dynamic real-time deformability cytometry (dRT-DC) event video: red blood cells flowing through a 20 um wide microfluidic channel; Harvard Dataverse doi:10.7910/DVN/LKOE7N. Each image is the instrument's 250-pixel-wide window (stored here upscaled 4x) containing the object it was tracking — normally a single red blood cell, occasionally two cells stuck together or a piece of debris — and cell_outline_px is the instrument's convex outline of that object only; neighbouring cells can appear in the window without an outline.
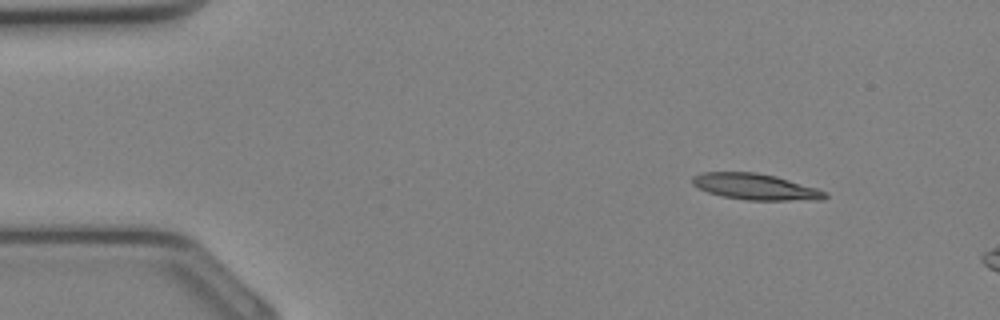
{"species": "Egyptian fruit bat (a non-hibernating species)", "species_latin": "Rousettus aegyptiacus", "temperature_condition": "cold", "stored_images_in_passage": 5, "camera_frame_rate_fps": 3000, "um_per_image_px": 0.085, "animal": {"sex": "female"}, "frame": {"image": 1, "passage_image": 1, "time_ms": 0.0, "image_size_px": [1000, 320], "cell_outline_px": [[828, 196], [824, 200], [748, 200], [724, 196], [708, 192], [692, 184], [692, 176], [700, 172], [756, 172], [776, 176], [816, 188], [828, 192]], "centroid_in_image_um": [64.24, 15.87], "position_along_channel_um": 20.8, "area_um2": 20.17}}